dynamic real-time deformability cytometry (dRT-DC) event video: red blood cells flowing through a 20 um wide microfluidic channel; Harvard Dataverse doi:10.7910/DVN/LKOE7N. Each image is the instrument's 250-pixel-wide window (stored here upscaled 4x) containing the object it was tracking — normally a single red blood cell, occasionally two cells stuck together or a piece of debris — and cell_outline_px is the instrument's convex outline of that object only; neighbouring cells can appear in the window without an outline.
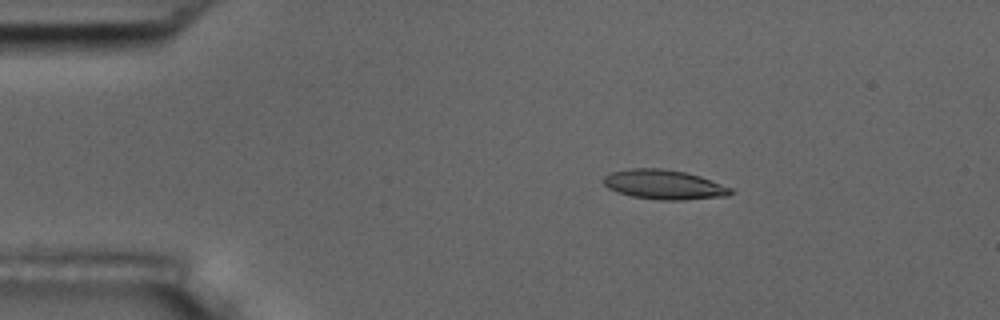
{"species": "common noctule bat (a hibernating species)", "species_latin": "Nyctalus noctula", "temperature_condition": "room temperature", "stored_images_in_passage": 46, "camera_frame_rate_fps": 3000, "um_per_image_px": 0.085, "animal": {"sex": "male", "body_mass_g": 17.5, "forearm_length_mm": 52.3}, "frame": {"image": 1, "passage_image": 2, "time_ms": 0.333, "image_size_px": [1000, 320], "cell_outline_px": [[736, 192], [724, 196], [684, 200], [660, 200], [632, 196], [616, 192], [608, 188], [600, 180], [608, 172], [632, 168], [660, 168], [684, 172], [700, 176], [732, 188]], "centroid_in_image_um": [56.39, 15.69], "position_along_channel_um": 28.6, "area_um2": 22.02}}
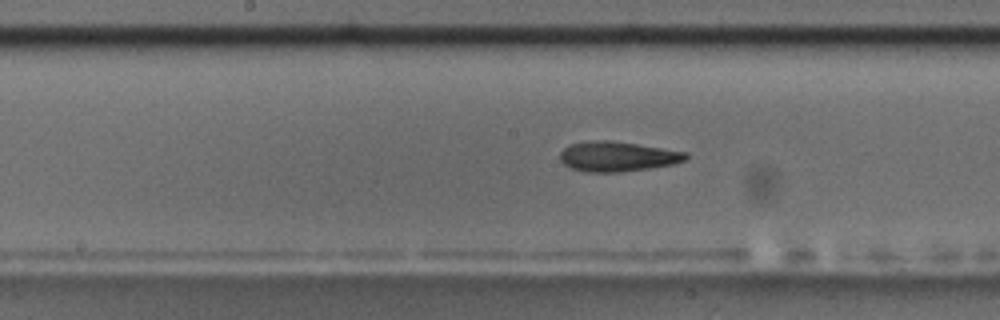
{"frame": {"image": 2, "passage_image": 20, "time_ms": 6.333, "image_size_px": [1000, 320], "cell_outline_px": [[688, 156], [684, 160], [676, 164], [620, 172], [588, 172], [572, 168], [564, 164], [560, 160], [560, 152], [568, 144], [588, 140], [612, 140], [688, 152]], "centroid_in_image_um": [52.47, 13.29], "position_along_channel_um": 195.7, "area_um2": 22.08}}
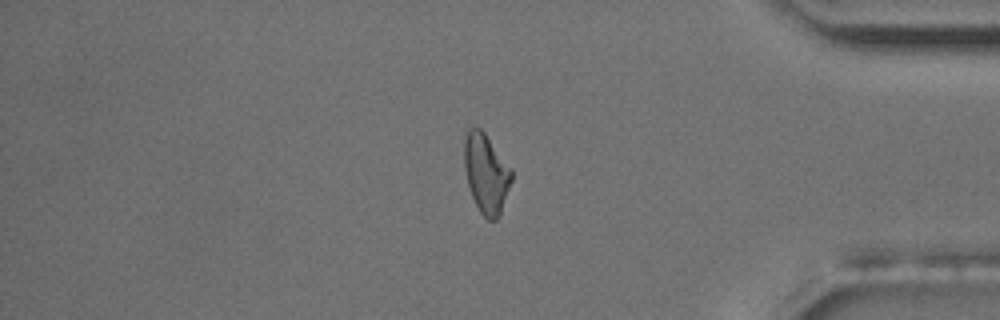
{"frame": {"image": 3, "passage_image": 38, "time_ms": 12.333, "image_size_px": [1000, 320], "cell_outline_px": [[512, 180], [500, 216], [496, 220], [488, 220], [480, 212], [472, 196], [468, 184], [464, 168], [464, 140], [468, 128], [480, 128], [484, 132], [512, 168]], "centroid_in_image_um": [41.33, 14.75], "position_along_channel_um": 393.9, "area_um2": 21.96}, "authors_computed_cell_mechanics": {"area_um2": 21.964, "velocity_mm_per_s": 3.7453, "shape_relaxation_time_tau1_ms": 8.2158, "shape_relaxation_time_tau2_ms": 2.2904, "deformation_change_tau1": 0.2302, "deformation_change_tau2": 0.113}}